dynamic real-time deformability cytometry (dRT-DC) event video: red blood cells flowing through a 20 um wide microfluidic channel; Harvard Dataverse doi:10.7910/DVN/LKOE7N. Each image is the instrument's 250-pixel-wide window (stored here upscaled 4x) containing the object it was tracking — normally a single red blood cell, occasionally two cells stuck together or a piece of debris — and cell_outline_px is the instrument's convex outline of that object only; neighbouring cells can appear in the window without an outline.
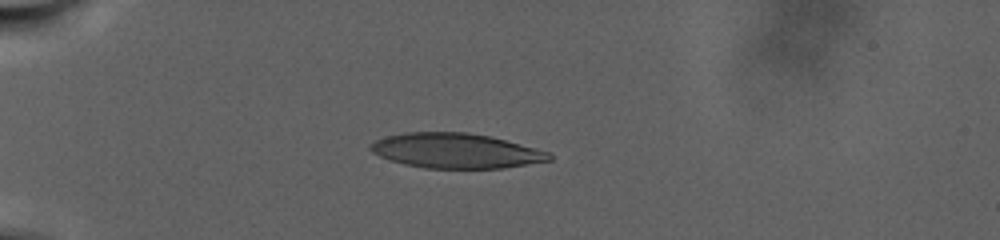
{"species": "human", "species_latin": "Homo sapiens", "temperature_condition": "warm", "stored_images_in_passage": 69, "camera_frame_rate_fps": 3000, "um_per_image_px": 0.085, "donor": {"sex": "male"}, "frame": {"image": 1, "passage_image": 1, "time_ms": 0.0, "image_size_px": [1000, 240], "cell_outline_px": [[552, 160], [504, 168], [424, 168], [404, 164], [380, 156], [372, 152], [368, 148], [368, 144], [384, 136], [408, 132], [468, 132], [488, 136], [504, 140], [548, 152], [552, 156]], "centroid_in_image_um": [38.69, 12.81], "position_along_channel_um": 46.3, "area_um2": 36.13}}
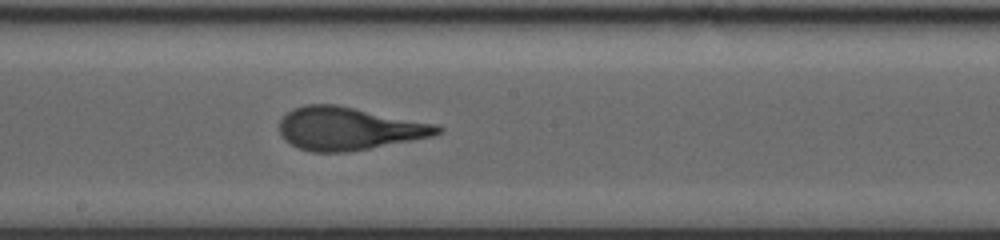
{"frame": {"image": 2, "passage_image": 30, "time_ms": 9.667, "image_size_px": [1000, 240], "cell_outline_px": [[444, 128], [440, 132], [432, 136], [348, 152], [312, 152], [296, 148], [284, 140], [280, 136], [280, 120], [292, 108], [304, 104], [336, 104], [436, 124]], "centroid_in_image_um": [29.59, 10.93], "position_along_channel_um": 218.6, "area_um2": 39.48}}
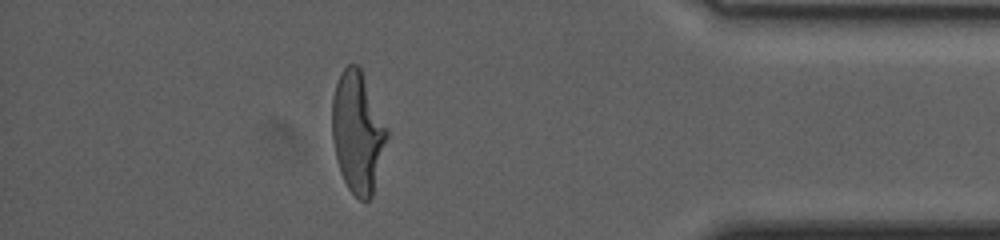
{"frame": {"image": 3, "passage_image": 59, "time_ms": 19.333, "image_size_px": [1000, 240], "cell_outline_px": [[388, 136], [372, 196], [368, 200], [360, 200], [348, 188], [340, 172], [336, 156], [332, 136], [332, 96], [340, 72], [348, 64], [356, 64], [360, 68], [388, 128]], "centroid_in_image_um": [30.39, 11.23], "position_along_channel_um": 404.8, "area_um2": 38.44}}